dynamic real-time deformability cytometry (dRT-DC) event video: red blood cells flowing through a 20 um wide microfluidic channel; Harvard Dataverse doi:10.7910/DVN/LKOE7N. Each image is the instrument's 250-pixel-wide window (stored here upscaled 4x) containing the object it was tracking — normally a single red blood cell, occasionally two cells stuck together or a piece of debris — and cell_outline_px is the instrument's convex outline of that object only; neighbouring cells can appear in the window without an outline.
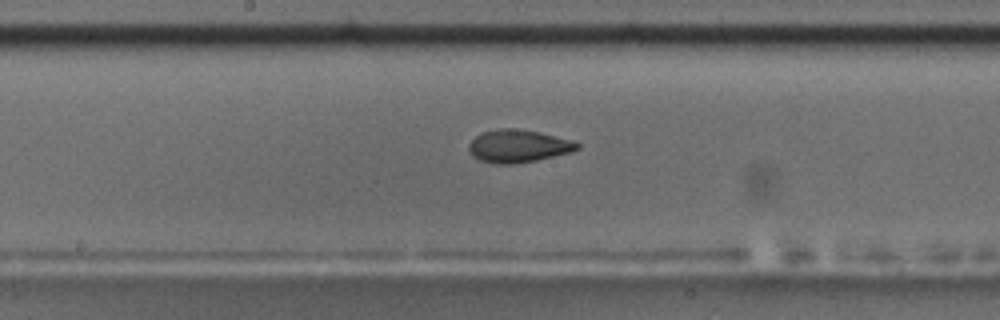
{"species": "common noctule bat (a hibernating species)", "species_latin": "Nyctalus noctula", "temperature_condition": "room temperature", "stored_images_in_passage": 38, "camera_frame_rate_fps": 3000, "um_per_image_px": 0.085, "animal": {"sex": "male", "body_mass_g": 17.5, "forearm_length_mm": 52.3}, "frame": {"image": 1, "passage_image": 12, "time_ms": 3.667, "image_size_px": [1000, 320], "cell_outline_px": [[580, 148], [572, 152], [536, 160], [516, 164], [496, 164], [480, 160], [472, 156], [468, 148], [468, 144], [480, 132], [500, 128], [516, 128], [536, 132], [572, 140], [580, 144]], "centroid_in_image_um": [44.03, 12.42], "position_along_channel_um": 204.2, "area_um2": 20.69}, "authors_computed_cell_mechanics": {"area_um2": 20.4323, "velocity_mm_per_s": 3.6923, "shape_relaxation_time_tau1_ms": 5.9051, "shape_relaxation_time_tau2_ms": 1.9, "deformation_change_tau1": 0.1771, "deformation_change_tau2": 0.074}}